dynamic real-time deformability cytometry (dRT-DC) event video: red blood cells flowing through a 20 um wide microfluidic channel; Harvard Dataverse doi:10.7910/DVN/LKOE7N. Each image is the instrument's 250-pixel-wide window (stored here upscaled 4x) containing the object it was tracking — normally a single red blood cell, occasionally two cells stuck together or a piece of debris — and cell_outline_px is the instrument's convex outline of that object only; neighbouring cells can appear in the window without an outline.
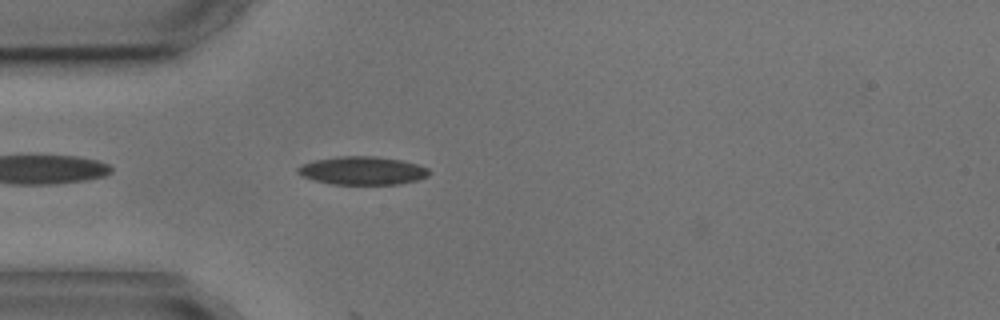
{"species": "common noctule bat (a hibernating species)", "species_latin": "Nyctalus noctula", "temperature_condition": "cold", "stored_images_in_passage": 4, "camera_frame_rate_fps": 3000, "um_per_image_px": 0.085, "animal": {"sex": "male", "body_mass_g": 17.9, "forearm_length_mm": 54.2}, "frame": {"image": 1, "passage_image": 4, "time_ms": 3.667, "image_size_px": [1000, 320], "cell_outline_px": [[432, 172], [428, 176], [416, 180], [400, 184], [332, 184], [316, 180], [304, 176], [296, 172], [296, 168], [300, 164], [312, 160], [336, 156], [376, 156], [400, 160], [416, 164], [428, 168]], "centroid_in_image_um": [30.79, 14.49], "position_along_channel_um": 54.2, "area_um2": 21.68}}